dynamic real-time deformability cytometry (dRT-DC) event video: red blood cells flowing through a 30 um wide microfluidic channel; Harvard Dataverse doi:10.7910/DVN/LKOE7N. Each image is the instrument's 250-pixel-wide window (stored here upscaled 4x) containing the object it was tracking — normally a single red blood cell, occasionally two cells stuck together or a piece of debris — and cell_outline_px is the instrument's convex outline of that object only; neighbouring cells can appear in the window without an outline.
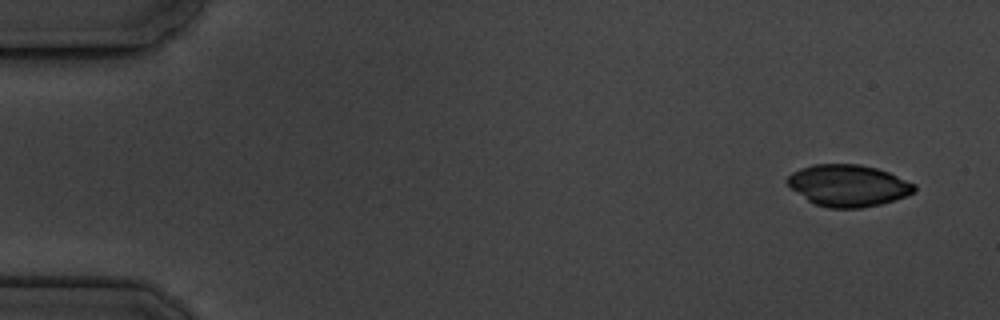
{"species": "common noctule bat (a hibernating species)", "species_latin": "Nyctalus noctula", "temperature_condition": "cold", "stored_images_in_passage": 4, "camera_frame_rate_fps": 3000, "um_per_image_px": 0.085, "animal": {"sex": "male", "body_mass_g": 19.5, "forearm_length_mm": 54.6}, "frame": {"image": 1, "passage_image": 1, "time_ms": 0.0, "image_size_px": [1000, 320], "cell_outline_px": [[916, 192], [880, 204], [860, 208], [828, 208], [816, 204], [808, 200], [792, 188], [784, 180], [792, 172], [800, 168], [812, 164], [860, 164], [876, 168], [888, 172], [916, 184]], "centroid_in_image_um": [72.09, 15.76], "position_along_channel_um": 12.9, "area_um2": 30.75}}